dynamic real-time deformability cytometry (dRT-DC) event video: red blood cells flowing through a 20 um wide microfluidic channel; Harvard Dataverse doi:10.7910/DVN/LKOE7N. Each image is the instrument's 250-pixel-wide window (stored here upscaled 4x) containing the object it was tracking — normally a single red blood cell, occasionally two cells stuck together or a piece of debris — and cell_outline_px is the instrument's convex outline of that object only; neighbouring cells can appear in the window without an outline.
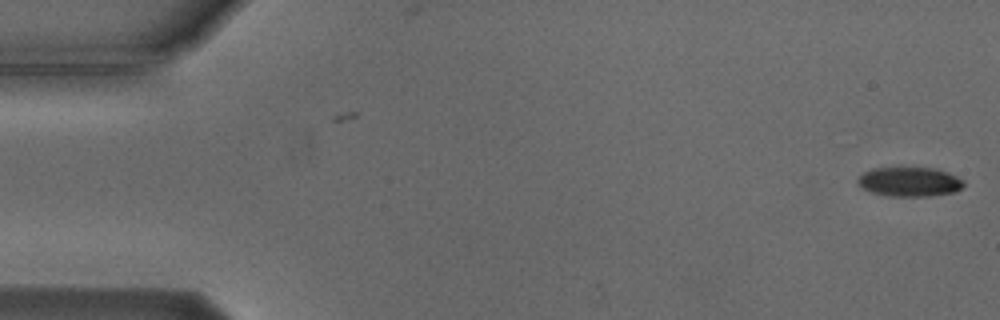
{"species": "Egyptian fruit bat (a non-hibernating species)", "species_latin": "Rousettus aegyptiacus", "temperature_condition": "cold", "stored_images_in_passage": 5, "camera_frame_rate_fps": 3000, "um_per_image_px": 0.085, "animal": {"sex": "male"}, "frame": {"image": 1, "passage_image": 1, "time_ms": 0.0, "image_size_px": [1000, 320], "cell_outline_px": [[964, 184], [956, 192], [932, 196], [884, 196], [872, 192], [856, 184], [856, 180], [864, 172], [872, 168], [900, 164], [932, 168], [948, 172], [964, 180]], "centroid_in_image_um": [77.27, 15.4], "position_along_channel_um": 7.7, "area_um2": 19.07}}
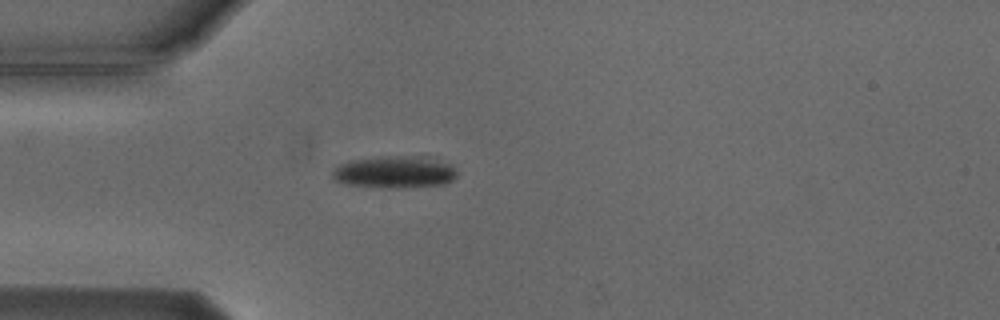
{"frame": {"image": 2, "passage_image": 5, "time_ms": 4.667, "image_size_px": [1000, 320], "cell_outline_px": [[456, 176], [452, 180], [444, 184], [404, 188], [380, 188], [344, 184], [332, 180], [332, 168], [340, 164], [352, 160], [420, 160], [448, 164], [456, 172]], "centroid_in_image_um": [33.39, 14.75], "position_along_channel_um": 51.6, "area_um2": 21.44}}